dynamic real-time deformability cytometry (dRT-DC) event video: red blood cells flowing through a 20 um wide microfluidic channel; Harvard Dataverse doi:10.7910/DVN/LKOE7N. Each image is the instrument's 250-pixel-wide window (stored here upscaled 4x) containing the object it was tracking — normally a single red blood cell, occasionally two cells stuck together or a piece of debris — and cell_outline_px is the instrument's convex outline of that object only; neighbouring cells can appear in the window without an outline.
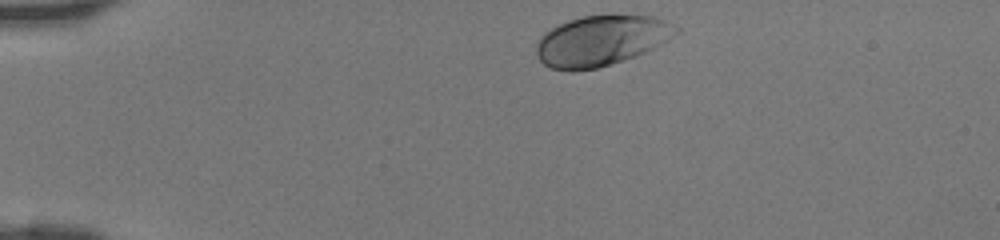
{"species": "human", "species_latin": "Homo sapiens", "temperature_condition": "room temperature", "stored_images_in_passage": 32, "camera_frame_rate_fps": 3000, "um_per_image_px": 0.085, "donor": {"sex": "female"}, "frame": {"image": 1, "passage_image": 1, "time_ms": 0.0, "image_size_px": [1000, 240], "cell_outline_px": [[680, 32], [668, 40], [636, 56], [624, 60], [596, 68], [572, 72], [568, 72], [552, 68], [544, 64], [540, 60], [536, 52], [536, 44], [540, 36], [544, 32], [568, 20], [584, 16], [612, 12], [652, 16], [664, 20], [680, 28]], "centroid_in_image_um": [51.11, 3.42], "position_along_channel_um": 33.9, "area_um2": 41.79}}
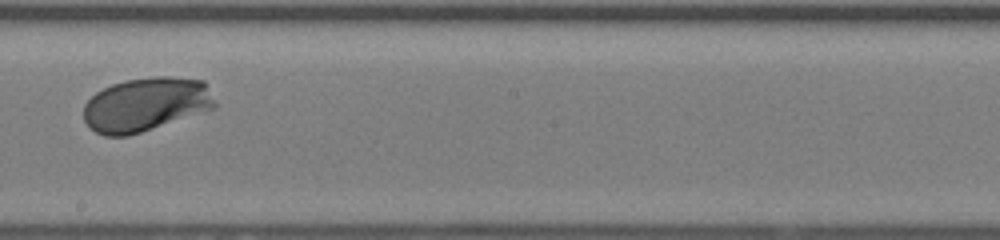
{"frame": {"image": 2, "passage_image": 19, "time_ms": 6.0, "image_size_px": [1000, 240], "cell_outline_px": [[216, 108], [128, 136], [104, 136], [88, 128], [84, 120], [84, 104], [96, 92], [112, 84], [128, 80], [156, 76], [168, 76], [204, 80], [216, 104]], "centroid_in_image_um": [12.38, 8.88], "position_along_channel_um": 235.8, "area_um2": 41.21}}
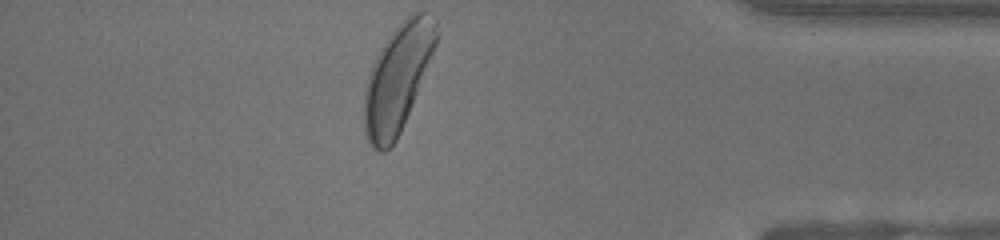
{"frame": {"image": 3, "passage_image": 32, "time_ms": 10.333, "image_size_px": [1000, 240], "cell_outline_px": [[440, 36], [412, 104], [400, 132], [396, 140], [384, 152], [380, 152], [372, 148], [364, 136], [364, 88], [372, 64], [380, 48], [392, 32], [412, 12], [424, 12], [436, 20], [440, 32]], "centroid_in_image_um": [33.79, 6.65], "position_along_channel_um": 401.4, "area_um2": 44.8}}